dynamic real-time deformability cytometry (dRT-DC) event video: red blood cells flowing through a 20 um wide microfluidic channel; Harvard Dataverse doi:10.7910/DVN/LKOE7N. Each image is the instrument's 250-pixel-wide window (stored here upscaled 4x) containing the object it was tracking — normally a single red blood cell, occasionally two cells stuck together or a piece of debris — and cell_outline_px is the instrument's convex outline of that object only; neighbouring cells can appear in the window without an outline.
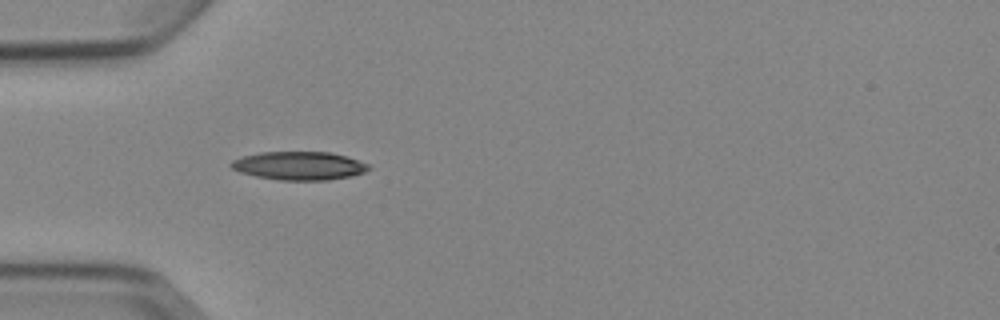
{"species": "Egyptian fruit bat (a non-hibernating species)", "species_latin": "Rousettus aegyptiacus", "temperature_condition": "cold", "stored_images_in_passage": 2, "camera_frame_rate_fps": 3000, "um_per_image_px": 0.085, "animal": {"sex": "female"}, "frame": {"image": 1, "passage_image": 1, "time_ms": 0.0, "image_size_px": [1000, 320], "cell_outline_px": [[372, 168], [364, 172], [352, 176], [328, 180], [280, 180], [256, 176], [240, 172], [232, 168], [228, 164], [232, 160], [244, 156], [260, 152], [328, 152], [344, 156], [372, 164]], "centroid_in_image_um": [25.45, 14.09], "position_along_channel_um": 59.5, "area_um2": 22.77}}
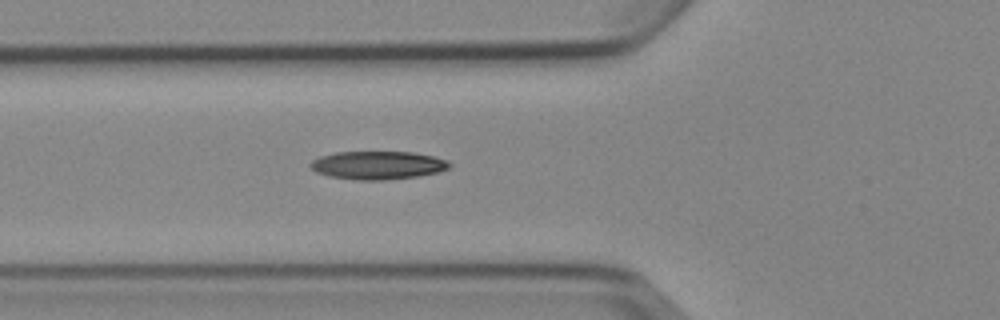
{"frame": {"image": 2, "passage_image": 2, "time_ms": 1.0, "image_size_px": [1000, 320], "cell_outline_px": [[452, 164], [448, 168], [440, 172], [416, 176], [384, 180], [356, 180], [328, 176], [316, 172], [308, 164], [312, 160], [320, 156], [336, 152], [412, 152], [436, 156], [448, 160]], "centroid_in_image_um": [32.12, 14.04], "position_along_channel_um": 93.7, "area_um2": 23.0}}